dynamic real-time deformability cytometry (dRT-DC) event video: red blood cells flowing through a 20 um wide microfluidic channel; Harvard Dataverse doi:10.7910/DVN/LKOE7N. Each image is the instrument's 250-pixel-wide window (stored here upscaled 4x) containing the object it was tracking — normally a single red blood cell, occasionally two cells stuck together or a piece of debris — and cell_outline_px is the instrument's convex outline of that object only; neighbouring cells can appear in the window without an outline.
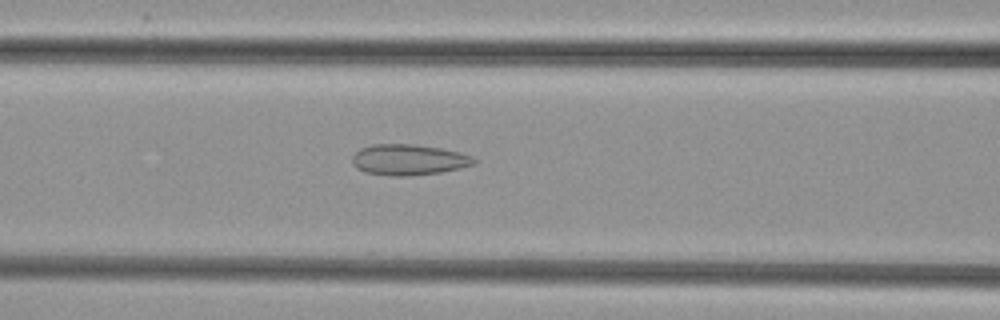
{"species": "common noctule bat (a hibernating species)", "species_latin": "Nyctalus noctula", "temperature_condition": "cold", "stored_images_in_passage": 27, "camera_frame_rate_fps": 3000, "um_per_image_px": 0.085, "animal": {"sex": "female", "body_mass_g": 29.2, "forearm_length_mm": 56.3}, "frame": {"image": 1, "passage_image": 8, "time_ms": 2.333, "image_size_px": [1000, 320], "cell_outline_px": [[476, 164], [460, 168], [440, 172], [408, 176], [392, 176], [364, 172], [356, 168], [352, 164], [352, 156], [360, 148], [372, 144], [416, 144], [440, 148], [460, 152], [472, 156], [476, 160]], "centroid_in_image_um": [34.72, 13.57], "position_along_channel_um": 131.9, "area_um2": 22.02}}
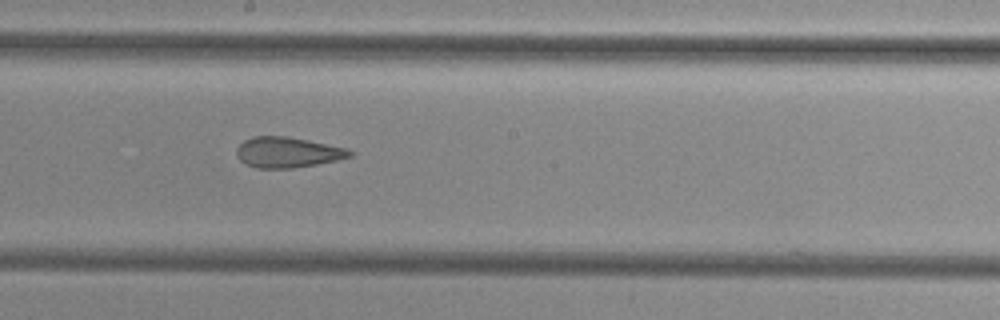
{"frame": {"image": 2, "passage_image": 15, "time_ms": 4.667, "image_size_px": [1000, 320], "cell_outline_px": [[352, 156], [336, 160], [316, 164], [292, 168], [256, 168], [244, 164], [240, 160], [236, 152], [236, 148], [244, 140], [252, 136], [288, 136], [348, 148], [352, 152]], "centroid_in_image_um": [24.42, 12.94], "position_along_channel_um": 223.8, "area_um2": 20.17}}
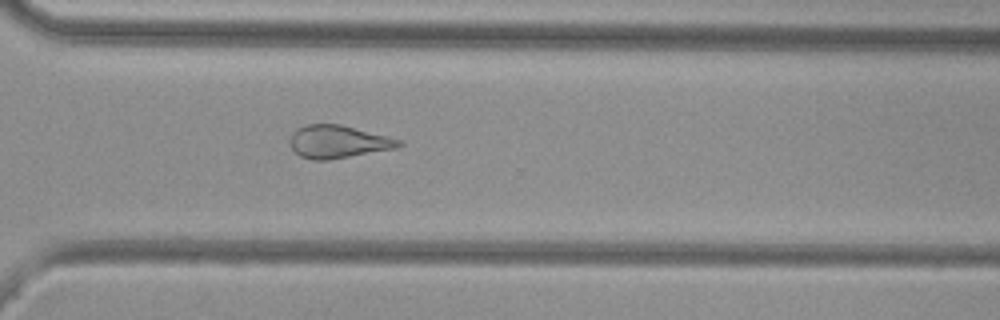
{"frame": {"image": 3, "passage_image": 24, "time_ms": 7.667, "image_size_px": [1000, 320], "cell_outline_px": [[404, 144], [396, 148], [328, 160], [312, 160], [300, 156], [288, 144], [292, 132], [296, 128], [308, 124], [340, 124], [400, 140]], "centroid_in_image_um": [28.68, 12.05], "position_along_channel_um": 341.9, "area_um2": 20.63}}